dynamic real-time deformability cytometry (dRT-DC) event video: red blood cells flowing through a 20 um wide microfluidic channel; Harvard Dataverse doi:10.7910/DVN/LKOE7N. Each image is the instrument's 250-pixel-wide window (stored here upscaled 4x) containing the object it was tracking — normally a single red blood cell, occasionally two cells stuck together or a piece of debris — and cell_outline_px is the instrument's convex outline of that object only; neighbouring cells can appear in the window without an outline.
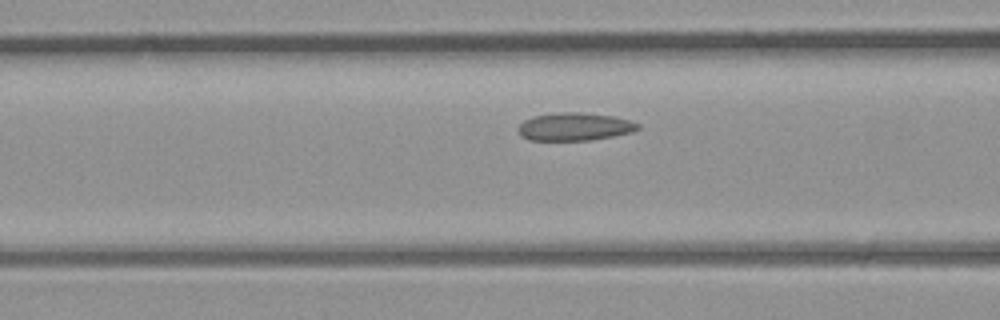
{"species": "common noctule bat (a hibernating species)", "species_latin": "Nyctalus noctula", "temperature_condition": "room temperature", "stored_images_in_passage": 10, "camera_frame_rate_fps": 3000, "um_per_image_px": 0.085, "animal": {"sex": "male", "body_mass_g": 23.1, "forearm_length_mm": 52.7}, "frame": {"image": 1, "passage_image": 6, "time_ms": 1.667, "image_size_px": [1000, 320], "cell_outline_px": [[640, 128], [632, 132], [592, 140], [528, 140], [520, 136], [516, 128], [524, 120], [532, 116], [556, 112], [580, 112], [612, 116], [628, 120], [640, 124]], "centroid_in_image_um": [48.79, 10.77], "position_along_channel_um": 117.8, "area_um2": 19.59}}
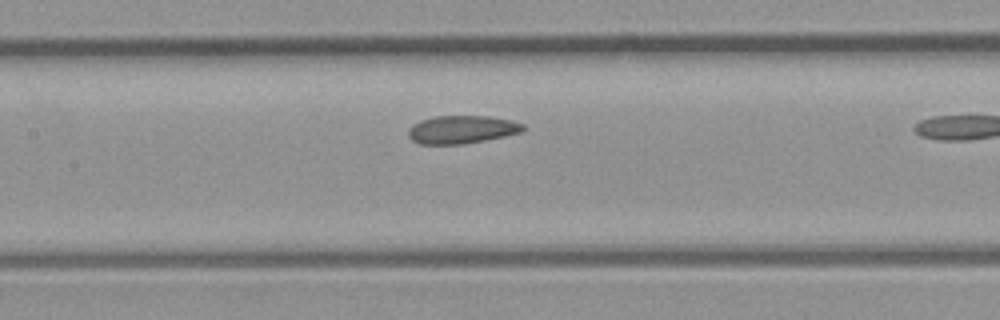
{"frame": {"image": 2, "passage_image": 9, "time_ms": 2.667, "image_size_px": [1000, 320], "cell_outline_px": [[524, 128], [520, 132], [504, 136], [464, 144], [420, 144], [412, 140], [408, 136], [408, 128], [412, 124], [420, 120], [436, 116], [488, 116], [512, 120], [524, 124]], "centroid_in_image_um": [39.22, 11.0], "position_along_channel_um": 168.2, "area_um2": 18.73}}